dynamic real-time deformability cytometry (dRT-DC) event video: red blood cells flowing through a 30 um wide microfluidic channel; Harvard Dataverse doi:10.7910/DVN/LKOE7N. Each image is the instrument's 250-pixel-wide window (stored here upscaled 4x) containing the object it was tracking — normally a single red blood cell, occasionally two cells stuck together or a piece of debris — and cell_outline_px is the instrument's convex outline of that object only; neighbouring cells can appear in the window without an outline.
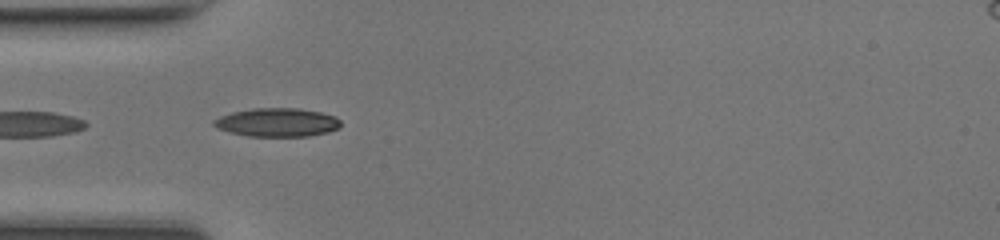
{"species": "common noctule bat (a hibernating species)", "species_latin": "Nyctalus noctula", "temperature_condition": "room temperature", "stored_images_in_passage": 12, "camera_frame_rate_fps": 3000, "um_per_image_px": 0.085, "animal": {"sex": "female", "body_mass_g": 17.0, "forearm_length_mm": 48.0}, "frame": {"image": 1, "passage_image": 1, "time_ms": 0.0, "image_size_px": [1000, 240], "cell_outline_px": [[340, 128], [328, 132], [308, 136], [248, 136], [232, 132], [220, 128], [212, 124], [212, 120], [220, 116], [232, 112], [252, 108], [300, 108], [320, 112], [336, 116], [340, 120]], "centroid_in_image_um": [23.59, 10.39], "position_along_channel_um": 61.4, "area_um2": 21.1}}
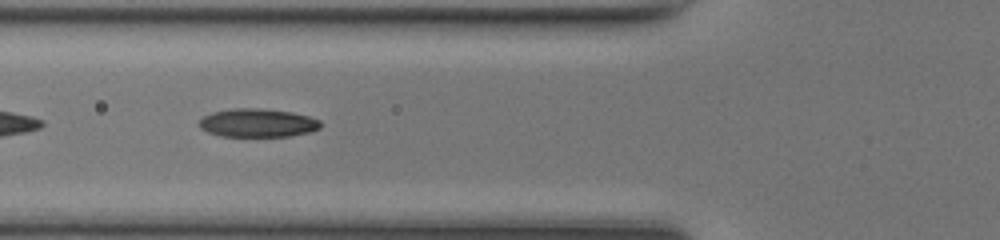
{"frame": {"image": 2, "passage_image": 4, "time_ms": 1.0, "image_size_px": [1000, 240], "cell_outline_px": [[320, 128], [308, 132], [288, 136], [220, 136], [208, 132], [200, 128], [196, 124], [204, 116], [212, 112], [232, 108], [256, 108], [292, 112], [308, 116], [320, 120]], "centroid_in_image_um": [21.85, 10.44], "position_along_channel_um": 103.9, "area_um2": 20.06}}
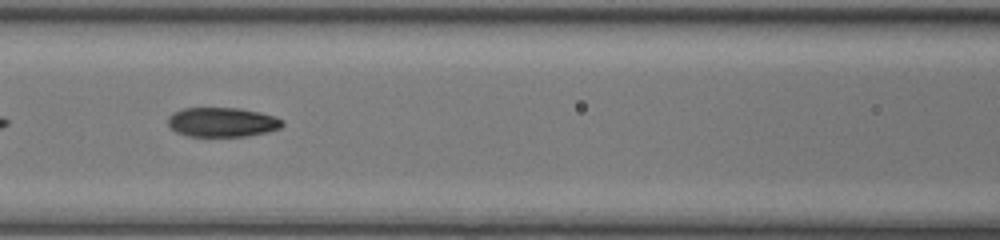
{"frame": {"image": 3, "passage_image": 7, "time_ms": 2.0, "image_size_px": [1000, 240], "cell_outline_px": [[284, 124], [280, 128], [268, 132], [248, 136], [188, 136], [176, 132], [168, 124], [168, 116], [172, 112], [184, 108], [240, 108], [260, 112], [284, 120]], "centroid_in_image_um": [18.89, 10.38], "position_along_channel_um": 147.7, "area_um2": 19.71}}